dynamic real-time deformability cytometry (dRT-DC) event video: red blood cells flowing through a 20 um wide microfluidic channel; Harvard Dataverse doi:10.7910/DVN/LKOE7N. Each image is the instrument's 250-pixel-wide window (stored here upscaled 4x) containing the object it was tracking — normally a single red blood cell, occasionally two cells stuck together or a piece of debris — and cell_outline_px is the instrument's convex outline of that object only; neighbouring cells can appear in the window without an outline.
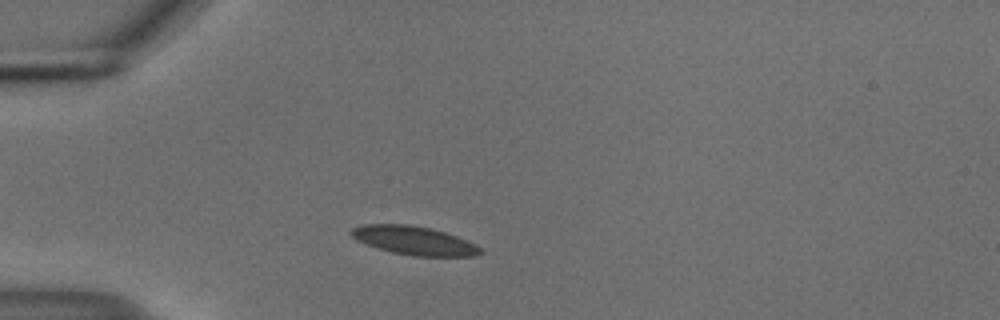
{"species": "common noctule bat (a hibernating species)", "species_latin": "Nyctalus noctula", "temperature_condition": "cold", "stored_images_in_passage": 41, "camera_frame_rate_fps": 3000, "um_per_image_px": 0.085, "animal": {"sex": "male", "body_mass_g": 18.8}, "frame": {"image": 1, "passage_image": 2, "time_ms": 0.333, "image_size_px": [1000, 320], "cell_outline_px": [[484, 252], [476, 256], [412, 256], [392, 252], [376, 248], [356, 240], [348, 232], [352, 228], [360, 224], [408, 224], [428, 228], [444, 232], [468, 240], [476, 244]], "centroid_in_image_um": [35.17, 20.45], "position_along_channel_um": 49.8, "area_um2": 21.68}}
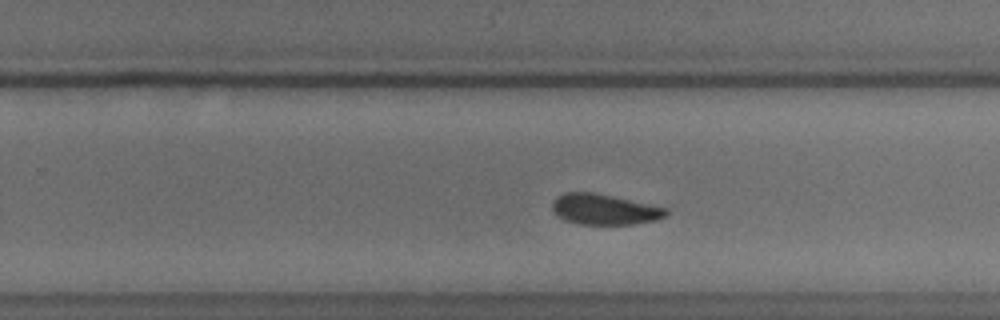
{"frame": {"image": 2, "passage_image": 22, "time_ms": 7.0, "image_size_px": [1000, 320], "cell_outline_px": [[668, 212], [664, 216], [656, 220], [632, 224], [576, 224], [564, 220], [552, 212], [552, 200], [556, 196], [564, 192], [596, 192], [668, 208]], "centroid_in_image_um": [51.32, 17.78], "position_along_channel_um": 278.5, "area_um2": 20.52}}
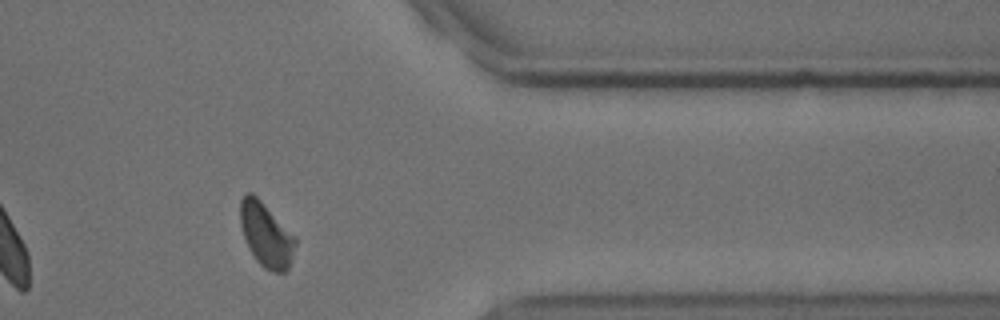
{"frame": {"image": 3, "passage_image": 32, "time_ms": 10.333, "image_size_px": [1000, 320], "cell_outline_px": [[296, 244], [288, 268], [284, 272], [272, 272], [264, 268], [256, 260], [244, 236], [240, 224], [240, 200], [248, 192], [252, 192], [296, 236]], "centroid_in_image_um": [22.63, 19.95], "position_along_channel_um": 388.8, "area_um2": 20.29}, "authors_computed_cell_mechanics": {"area_um2": 20.8658, "velocity_mm_per_s": 3.6989, "shape_relaxation_time_tau1_ms": 3.8996, "shape_relaxation_time_tau2_ms": 5.7523, "deformation_change_tau1": 0.085, "deformation_change_tau2": 0.0763}}